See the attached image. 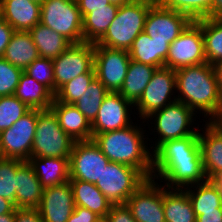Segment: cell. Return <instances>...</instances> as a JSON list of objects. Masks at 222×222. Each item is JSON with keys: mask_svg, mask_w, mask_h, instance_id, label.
<instances>
[{"mask_svg": "<svg viewBox=\"0 0 222 222\" xmlns=\"http://www.w3.org/2000/svg\"><path fill=\"white\" fill-rule=\"evenodd\" d=\"M199 134L162 143L152 153V179L168 189H183L205 181ZM163 180V181H162Z\"/></svg>", "mask_w": 222, "mask_h": 222, "instance_id": "1", "label": "cell"}, {"mask_svg": "<svg viewBox=\"0 0 222 222\" xmlns=\"http://www.w3.org/2000/svg\"><path fill=\"white\" fill-rule=\"evenodd\" d=\"M177 101L211 121L222 111V95L213 65L207 62L175 70ZM210 116V117H209Z\"/></svg>", "mask_w": 222, "mask_h": 222, "instance_id": "2", "label": "cell"}, {"mask_svg": "<svg viewBox=\"0 0 222 222\" xmlns=\"http://www.w3.org/2000/svg\"><path fill=\"white\" fill-rule=\"evenodd\" d=\"M105 133L95 134L94 142L110 162L122 163L138 169L147 179L152 178V151L147 135L138 124Z\"/></svg>", "mask_w": 222, "mask_h": 222, "instance_id": "3", "label": "cell"}, {"mask_svg": "<svg viewBox=\"0 0 222 222\" xmlns=\"http://www.w3.org/2000/svg\"><path fill=\"white\" fill-rule=\"evenodd\" d=\"M154 3L155 0H131L119 6L105 34L94 44L128 51L134 40L144 31L148 11Z\"/></svg>", "mask_w": 222, "mask_h": 222, "instance_id": "4", "label": "cell"}, {"mask_svg": "<svg viewBox=\"0 0 222 222\" xmlns=\"http://www.w3.org/2000/svg\"><path fill=\"white\" fill-rule=\"evenodd\" d=\"M73 140L60 127L53 110H39L31 157L70 158Z\"/></svg>", "mask_w": 222, "mask_h": 222, "instance_id": "5", "label": "cell"}, {"mask_svg": "<svg viewBox=\"0 0 222 222\" xmlns=\"http://www.w3.org/2000/svg\"><path fill=\"white\" fill-rule=\"evenodd\" d=\"M197 114L181 101H175L168 104L163 109L157 110L150 114L144 122L154 119V129L158 133L155 141V147L151 146L152 153L164 142L174 139H180L193 134H199L198 128H194V120ZM150 118V120H149ZM195 118V119H194ZM193 126V128L191 127Z\"/></svg>", "mask_w": 222, "mask_h": 222, "instance_id": "6", "label": "cell"}, {"mask_svg": "<svg viewBox=\"0 0 222 222\" xmlns=\"http://www.w3.org/2000/svg\"><path fill=\"white\" fill-rule=\"evenodd\" d=\"M148 179L136 168L110 162L95 184L112 205L125 204Z\"/></svg>", "mask_w": 222, "mask_h": 222, "instance_id": "7", "label": "cell"}, {"mask_svg": "<svg viewBox=\"0 0 222 222\" xmlns=\"http://www.w3.org/2000/svg\"><path fill=\"white\" fill-rule=\"evenodd\" d=\"M82 20L76 0H44L41 3L40 23L71 43L83 42Z\"/></svg>", "mask_w": 222, "mask_h": 222, "instance_id": "8", "label": "cell"}, {"mask_svg": "<svg viewBox=\"0 0 222 222\" xmlns=\"http://www.w3.org/2000/svg\"><path fill=\"white\" fill-rule=\"evenodd\" d=\"M38 109H31L0 133V157L28 161L37 127Z\"/></svg>", "mask_w": 222, "mask_h": 222, "instance_id": "9", "label": "cell"}, {"mask_svg": "<svg viewBox=\"0 0 222 222\" xmlns=\"http://www.w3.org/2000/svg\"><path fill=\"white\" fill-rule=\"evenodd\" d=\"M174 93H176L175 70L168 67L157 68L140 99L134 104L140 119L144 121L153 112L175 102L177 98Z\"/></svg>", "mask_w": 222, "mask_h": 222, "instance_id": "10", "label": "cell"}, {"mask_svg": "<svg viewBox=\"0 0 222 222\" xmlns=\"http://www.w3.org/2000/svg\"><path fill=\"white\" fill-rule=\"evenodd\" d=\"M54 95L66 83L94 68V43H72L53 59Z\"/></svg>", "mask_w": 222, "mask_h": 222, "instance_id": "11", "label": "cell"}, {"mask_svg": "<svg viewBox=\"0 0 222 222\" xmlns=\"http://www.w3.org/2000/svg\"><path fill=\"white\" fill-rule=\"evenodd\" d=\"M110 160L94 140L76 141L69 158V180L96 184Z\"/></svg>", "mask_w": 222, "mask_h": 222, "instance_id": "12", "label": "cell"}, {"mask_svg": "<svg viewBox=\"0 0 222 222\" xmlns=\"http://www.w3.org/2000/svg\"><path fill=\"white\" fill-rule=\"evenodd\" d=\"M206 62L201 26L192 21L171 44L165 67L179 69Z\"/></svg>", "mask_w": 222, "mask_h": 222, "instance_id": "13", "label": "cell"}, {"mask_svg": "<svg viewBox=\"0 0 222 222\" xmlns=\"http://www.w3.org/2000/svg\"><path fill=\"white\" fill-rule=\"evenodd\" d=\"M127 50L112 49L94 44V68L96 77L109 92H119L130 63Z\"/></svg>", "mask_w": 222, "mask_h": 222, "instance_id": "14", "label": "cell"}, {"mask_svg": "<svg viewBox=\"0 0 222 222\" xmlns=\"http://www.w3.org/2000/svg\"><path fill=\"white\" fill-rule=\"evenodd\" d=\"M191 22L187 15L164 8L155 2L148 11L143 32L152 40L171 44Z\"/></svg>", "mask_w": 222, "mask_h": 222, "instance_id": "15", "label": "cell"}, {"mask_svg": "<svg viewBox=\"0 0 222 222\" xmlns=\"http://www.w3.org/2000/svg\"><path fill=\"white\" fill-rule=\"evenodd\" d=\"M148 179L126 201L136 222H166L163 210V184Z\"/></svg>", "mask_w": 222, "mask_h": 222, "instance_id": "16", "label": "cell"}, {"mask_svg": "<svg viewBox=\"0 0 222 222\" xmlns=\"http://www.w3.org/2000/svg\"><path fill=\"white\" fill-rule=\"evenodd\" d=\"M133 107L134 105L119 92H109L101 103L96 118L91 123L92 137L95 134L130 126L133 123L130 116Z\"/></svg>", "mask_w": 222, "mask_h": 222, "instance_id": "17", "label": "cell"}, {"mask_svg": "<svg viewBox=\"0 0 222 222\" xmlns=\"http://www.w3.org/2000/svg\"><path fill=\"white\" fill-rule=\"evenodd\" d=\"M38 209L43 222H67L75 209L73 190L69 181L44 188Z\"/></svg>", "mask_w": 222, "mask_h": 222, "instance_id": "18", "label": "cell"}, {"mask_svg": "<svg viewBox=\"0 0 222 222\" xmlns=\"http://www.w3.org/2000/svg\"><path fill=\"white\" fill-rule=\"evenodd\" d=\"M1 18L15 31H30L40 23L41 4L33 0H0Z\"/></svg>", "mask_w": 222, "mask_h": 222, "instance_id": "19", "label": "cell"}, {"mask_svg": "<svg viewBox=\"0 0 222 222\" xmlns=\"http://www.w3.org/2000/svg\"><path fill=\"white\" fill-rule=\"evenodd\" d=\"M51 109L56 114L60 127L75 141L92 140V128L88 119L74 104L54 101Z\"/></svg>", "mask_w": 222, "mask_h": 222, "instance_id": "20", "label": "cell"}, {"mask_svg": "<svg viewBox=\"0 0 222 222\" xmlns=\"http://www.w3.org/2000/svg\"><path fill=\"white\" fill-rule=\"evenodd\" d=\"M198 142L205 174L222 171V132L211 122L204 121ZM206 127V128H205Z\"/></svg>", "mask_w": 222, "mask_h": 222, "instance_id": "21", "label": "cell"}, {"mask_svg": "<svg viewBox=\"0 0 222 222\" xmlns=\"http://www.w3.org/2000/svg\"><path fill=\"white\" fill-rule=\"evenodd\" d=\"M170 44L166 41L152 40L149 35L141 32L128 50L130 59L154 66L165 67Z\"/></svg>", "mask_w": 222, "mask_h": 222, "instance_id": "22", "label": "cell"}, {"mask_svg": "<svg viewBox=\"0 0 222 222\" xmlns=\"http://www.w3.org/2000/svg\"><path fill=\"white\" fill-rule=\"evenodd\" d=\"M43 191L32 166L25 161L17 169L16 208H38Z\"/></svg>", "mask_w": 222, "mask_h": 222, "instance_id": "23", "label": "cell"}, {"mask_svg": "<svg viewBox=\"0 0 222 222\" xmlns=\"http://www.w3.org/2000/svg\"><path fill=\"white\" fill-rule=\"evenodd\" d=\"M28 163L43 188L69 181V158L30 157Z\"/></svg>", "mask_w": 222, "mask_h": 222, "instance_id": "24", "label": "cell"}, {"mask_svg": "<svg viewBox=\"0 0 222 222\" xmlns=\"http://www.w3.org/2000/svg\"><path fill=\"white\" fill-rule=\"evenodd\" d=\"M69 183L73 190L75 206L87 208L104 220L112 207V203L96 185L81 180H69Z\"/></svg>", "mask_w": 222, "mask_h": 222, "instance_id": "25", "label": "cell"}, {"mask_svg": "<svg viewBox=\"0 0 222 222\" xmlns=\"http://www.w3.org/2000/svg\"><path fill=\"white\" fill-rule=\"evenodd\" d=\"M2 57L25 70L40 55L29 31H15Z\"/></svg>", "mask_w": 222, "mask_h": 222, "instance_id": "26", "label": "cell"}, {"mask_svg": "<svg viewBox=\"0 0 222 222\" xmlns=\"http://www.w3.org/2000/svg\"><path fill=\"white\" fill-rule=\"evenodd\" d=\"M14 96L30 109H50L55 95L43 84L37 82L25 72L20 77Z\"/></svg>", "mask_w": 222, "mask_h": 222, "instance_id": "27", "label": "cell"}, {"mask_svg": "<svg viewBox=\"0 0 222 222\" xmlns=\"http://www.w3.org/2000/svg\"><path fill=\"white\" fill-rule=\"evenodd\" d=\"M163 210L166 222H196L192 203L183 189L163 185Z\"/></svg>", "mask_w": 222, "mask_h": 222, "instance_id": "28", "label": "cell"}, {"mask_svg": "<svg viewBox=\"0 0 222 222\" xmlns=\"http://www.w3.org/2000/svg\"><path fill=\"white\" fill-rule=\"evenodd\" d=\"M156 69L157 67L130 60L119 93L134 105L140 99Z\"/></svg>", "mask_w": 222, "mask_h": 222, "instance_id": "29", "label": "cell"}, {"mask_svg": "<svg viewBox=\"0 0 222 222\" xmlns=\"http://www.w3.org/2000/svg\"><path fill=\"white\" fill-rule=\"evenodd\" d=\"M119 6L109 4L106 7L89 8L83 17V42L96 43L114 20Z\"/></svg>", "mask_w": 222, "mask_h": 222, "instance_id": "30", "label": "cell"}, {"mask_svg": "<svg viewBox=\"0 0 222 222\" xmlns=\"http://www.w3.org/2000/svg\"><path fill=\"white\" fill-rule=\"evenodd\" d=\"M29 32L40 57L43 58L55 59L72 44L63 35L42 23H37Z\"/></svg>", "mask_w": 222, "mask_h": 222, "instance_id": "31", "label": "cell"}, {"mask_svg": "<svg viewBox=\"0 0 222 222\" xmlns=\"http://www.w3.org/2000/svg\"><path fill=\"white\" fill-rule=\"evenodd\" d=\"M201 26L206 62L214 65L222 60V17L196 20Z\"/></svg>", "mask_w": 222, "mask_h": 222, "instance_id": "32", "label": "cell"}, {"mask_svg": "<svg viewBox=\"0 0 222 222\" xmlns=\"http://www.w3.org/2000/svg\"><path fill=\"white\" fill-rule=\"evenodd\" d=\"M183 190L188 194L196 216L203 212L222 210V195L216 193L205 181Z\"/></svg>", "mask_w": 222, "mask_h": 222, "instance_id": "33", "label": "cell"}, {"mask_svg": "<svg viewBox=\"0 0 222 222\" xmlns=\"http://www.w3.org/2000/svg\"><path fill=\"white\" fill-rule=\"evenodd\" d=\"M160 6L187 15L192 21L214 17V0H155Z\"/></svg>", "mask_w": 222, "mask_h": 222, "instance_id": "34", "label": "cell"}, {"mask_svg": "<svg viewBox=\"0 0 222 222\" xmlns=\"http://www.w3.org/2000/svg\"><path fill=\"white\" fill-rule=\"evenodd\" d=\"M108 93L109 91L104 87L101 81L95 77L89 84L85 94L82 95L74 105L88 121L92 123L97 116L101 103Z\"/></svg>", "mask_w": 222, "mask_h": 222, "instance_id": "35", "label": "cell"}, {"mask_svg": "<svg viewBox=\"0 0 222 222\" xmlns=\"http://www.w3.org/2000/svg\"><path fill=\"white\" fill-rule=\"evenodd\" d=\"M25 161L0 157V196L11 201L16 208L17 169Z\"/></svg>", "mask_w": 222, "mask_h": 222, "instance_id": "36", "label": "cell"}, {"mask_svg": "<svg viewBox=\"0 0 222 222\" xmlns=\"http://www.w3.org/2000/svg\"><path fill=\"white\" fill-rule=\"evenodd\" d=\"M96 77L95 68L90 72L80 74L64 84L55 94V99L62 103L74 104L85 94L89 84Z\"/></svg>", "mask_w": 222, "mask_h": 222, "instance_id": "37", "label": "cell"}, {"mask_svg": "<svg viewBox=\"0 0 222 222\" xmlns=\"http://www.w3.org/2000/svg\"><path fill=\"white\" fill-rule=\"evenodd\" d=\"M31 109L14 95L0 96V133L10 128Z\"/></svg>", "mask_w": 222, "mask_h": 222, "instance_id": "38", "label": "cell"}, {"mask_svg": "<svg viewBox=\"0 0 222 222\" xmlns=\"http://www.w3.org/2000/svg\"><path fill=\"white\" fill-rule=\"evenodd\" d=\"M24 72L37 82L46 86L54 94L53 59L39 57L35 59Z\"/></svg>", "mask_w": 222, "mask_h": 222, "instance_id": "39", "label": "cell"}, {"mask_svg": "<svg viewBox=\"0 0 222 222\" xmlns=\"http://www.w3.org/2000/svg\"><path fill=\"white\" fill-rule=\"evenodd\" d=\"M24 70L0 57V96L14 95Z\"/></svg>", "mask_w": 222, "mask_h": 222, "instance_id": "40", "label": "cell"}, {"mask_svg": "<svg viewBox=\"0 0 222 222\" xmlns=\"http://www.w3.org/2000/svg\"><path fill=\"white\" fill-rule=\"evenodd\" d=\"M104 220L106 222H136L126 204L112 205Z\"/></svg>", "mask_w": 222, "mask_h": 222, "instance_id": "41", "label": "cell"}, {"mask_svg": "<svg viewBox=\"0 0 222 222\" xmlns=\"http://www.w3.org/2000/svg\"><path fill=\"white\" fill-rule=\"evenodd\" d=\"M103 219L87 208L75 206L67 222H101Z\"/></svg>", "mask_w": 222, "mask_h": 222, "instance_id": "42", "label": "cell"}, {"mask_svg": "<svg viewBox=\"0 0 222 222\" xmlns=\"http://www.w3.org/2000/svg\"><path fill=\"white\" fill-rule=\"evenodd\" d=\"M15 222H43L38 208H15Z\"/></svg>", "mask_w": 222, "mask_h": 222, "instance_id": "43", "label": "cell"}, {"mask_svg": "<svg viewBox=\"0 0 222 222\" xmlns=\"http://www.w3.org/2000/svg\"><path fill=\"white\" fill-rule=\"evenodd\" d=\"M15 30L2 18H0V57L3 56L9 41Z\"/></svg>", "mask_w": 222, "mask_h": 222, "instance_id": "44", "label": "cell"}, {"mask_svg": "<svg viewBox=\"0 0 222 222\" xmlns=\"http://www.w3.org/2000/svg\"><path fill=\"white\" fill-rule=\"evenodd\" d=\"M82 18L89 13V8L106 7L108 0H76Z\"/></svg>", "mask_w": 222, "mask_h": 222, "instance_id": "45", "label": "cell"}, {"mask_svg": "<svg viewBox=\"0 0 222 222\" xmlns=\"http://www.w3.org/2000/svg\"><path fill=\"white\" fill-rule=\"evenodd\" d=\"M205 182L216 193L222 195V171L205 174Z\"/></svg>", "mask_w": 222, "mask_h": 222, "instance_id": "46", "label": "cell"}, {"mask_svg": "<svg viewBox=\"0 0 222 222\" xmlns=\"http://www.w3.org/2000/svg\"><path fill=\"white\" fill-rule=\"evenodd\" d=\"M196 222H222V210L203 212L196 216Z\"/></svg>", "mask_w": 222, "mask_h": 222, "instance_id": "47", "label": "cell"}, {"mask_svg": "<svg viewBox=\"0 0 222 222\" xmlns=\"http://www.w3.org/2000/svg\"><path fill=\"white\" fill-rule=\"evenodd\" d=\"M15 209L14 204L0 196V215L11 213Z\"/></svg>", "mask_w": 222, "mask_h": 222, "instance_id": "48", "label": "cell"}, {"mask_svg": "<svg viewBox=\"0 0 222 222\" xmlns=\"http://www.w3.org/2000/svg\"><path fill=\"white\" fill-rule=\"evenodd\" d=\"M214 71L216 74L217 82H218V87L222 95V60L216 62L214 65Z\"/></svg>", "mask_w": 222, "mask_h": 222, "instance_id": "49", "label": "cell"}, {"mask_svg": "<svg viewBox=\"0 0 222 222\" xmlns=\"http://www.w3.org/2000/svg\"><path fill=\"white\" fill-rule=\"evenodd\" d=\"M214 17H222V0H214Z\"/></svg>", "mask_w": 222, "mask_h": 222, "instance_id": "50", "label": "cell"}, {"mask_svg": "<svg viewBox=\"0 0 222 222\" xmlns=\"http://www.w3.org/2000/svg\"><path fill=\"white\" fill-rule=\"evenodd\" d=\"M0 222H15V209L11 213L0 215Z\"/></svg>", "mask_w": 222, "mask_h": 222, "instance_id": "51", "label": "cell"}, {"mask_svg": "<svg viewBox=\"0 0 222 222\" xmlns=\"http://www.w3.org/2000/svg\"><path fill=\"white\" fill-rule=\"evenodd\" d=\"M211 122L222 132V111L219 112Z\"/></svg>", "mask_w": 222, "mask_h": 222, "instance_id": "52", "label": "cell"}, {"mask_svg": "<svg viewBox=\"0 0 222 222\" xmlns=\"http://www.w3.org/2000/svg\"><path fill=\"white\" fill-rule=\"evenodd\" d=\"M108 1L111 4H114V5H117V6H121V5L129 3L131 0H108Z\"/></svg>", "mask_w": 222, "mask_h": 222, "instance_id": "53", "label": "cell"}, {"mask_svg": "<svg viewBox=\"0 0 222 222\" xmlns=\"http://www.w3.org/2000/svg\"><path fill=\"white\" fill-rule=\"evenodd\" d=\"M33 1H36L41 4L44 0H33Z\"/></svg>", "mask_w": 222, "mask_h": 222, "instance_id": "54", "label": "cell"}, {"mask_svg": "<svg viewBox=\"0 0 222 222\" xmlns=\"http://www.w3.org/2000/svg\"><path fill=\"white\" fill-rule=\"evenodd\" d=\"M0 18H1V2H0Z\"/></svg>", "mask_w": 222, "mask_h": 222, "instance_id": "55", "label": "cell"}]
</instances>
